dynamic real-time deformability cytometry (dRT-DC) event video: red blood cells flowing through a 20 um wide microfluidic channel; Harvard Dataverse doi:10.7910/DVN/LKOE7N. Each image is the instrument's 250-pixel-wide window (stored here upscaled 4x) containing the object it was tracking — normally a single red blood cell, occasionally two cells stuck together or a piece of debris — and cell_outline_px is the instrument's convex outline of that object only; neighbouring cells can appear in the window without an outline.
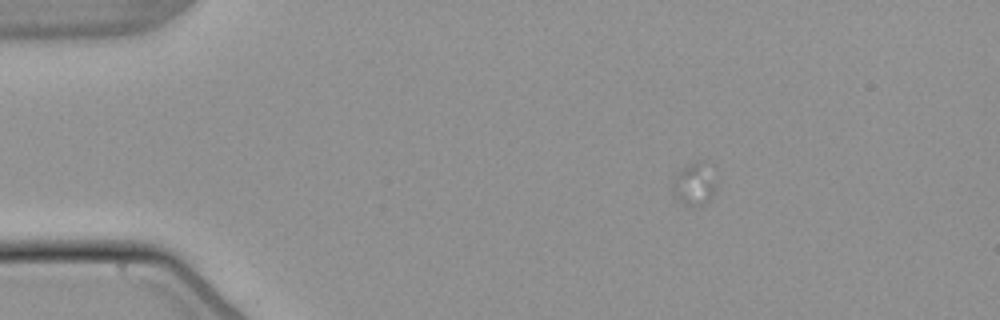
{"species": "common noctule bat (a hibernating species)", "species_latin": "Nyctalus noctula", "temperature_condition": "warm", "stored_images_in_passage": 2, "camera_frame_rate_fps": 3000, "um_per_image_px": 0.085, "animal": {"sex": "male", "body_mass_g": 21.5, "forearm_length_mm": 52.0}, "frame": {"image": 1, "passage_image": 1, "time_ms": 0.0, "image_size_px": [1000, 320], "cell_outline_px": [[716, 168], [712, 196], [704, 204], [684, 204], [676, 200], [672, 188], [676, 172], [680, 168], [700, 160], [704, 160], [712, 164]], "centroid_in_image_um": [59.04, 15.55], "position_along_channel_um": 26.0, "area_um2": 10.98}}